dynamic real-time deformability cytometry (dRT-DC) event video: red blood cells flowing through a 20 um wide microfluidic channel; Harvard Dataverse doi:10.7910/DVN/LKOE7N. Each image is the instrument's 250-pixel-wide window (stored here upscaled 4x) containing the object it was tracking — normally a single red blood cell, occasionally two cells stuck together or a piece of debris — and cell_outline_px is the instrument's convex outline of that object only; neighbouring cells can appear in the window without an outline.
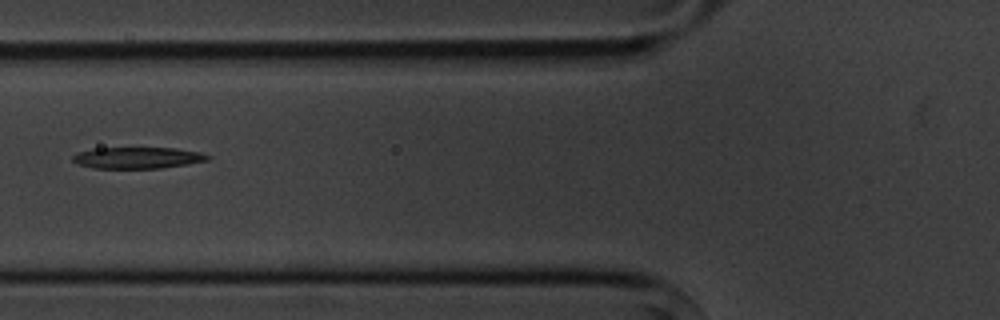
{"species": "common noctule bat (a hibernating species)", "species_latin": "Nyctalus noctula", "temperature_condition": "cold", "stored_images_in_passage": 6, "camera_frame_rate_fps": 3000, "um_per_image_px": 0.085, "animal": {"sex": "male", "body_mass_g": 20.1, "forearm_length_mm": 53.5}, "frame": {"image": 1, "passage_image": 6, "time_ms": 6.0, "image_size_px": [1000, 320], "cell_outline_px": [[212, 156], [208, 160], [188, 164], [160, 168], [92, 168], [76, 164], [72, 160], [72, 156], [76, 152], [92, 148], [176, 148], [200, 152]], "centroid_in_image_um": [11.65, 13.41], "position_along_channel_um": 114.1, "area_um2": 16.99}}